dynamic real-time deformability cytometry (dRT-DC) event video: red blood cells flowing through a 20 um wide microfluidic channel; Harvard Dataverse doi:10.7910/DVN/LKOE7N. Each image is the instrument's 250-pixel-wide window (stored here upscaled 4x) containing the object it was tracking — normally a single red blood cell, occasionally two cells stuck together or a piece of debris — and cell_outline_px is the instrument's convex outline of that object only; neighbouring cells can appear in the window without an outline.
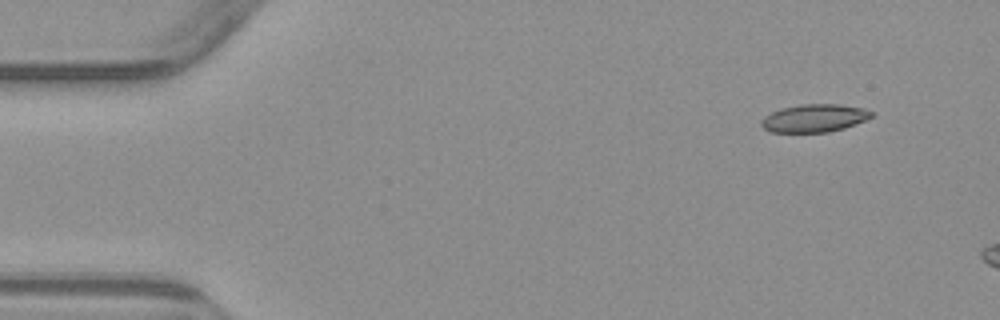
{"species": "common noctule bat (a hibernating species)", "species_latin": "Nyctalus noctula", "temperature_condition": "warm", "stored_images_in_passage": 3, "camera_frame_rate_fps": 3000, "um_per_image_px": 0.085, "animal": {"sex": "male", "body_mass_g": 23.1, "forearm_length_mm": 52.7}, "frame": {"image": 1, "passage_image": 1, "time_ms": 0.0, "image_size_px": [1000, 320], "cell_outline_px": [[872, 116], [864, 120], [844, 128], [828, 132], [772, 132], [764, 128], [760, 124], [760, 120], [764, 116], [780, 108], [800, 104], [840, 104], [864, 108], [872, 112]], "centroid_in_image_um": [69.18, 10.03], "position_along_channel_um": 15.8, "area_um2": 17.86}}